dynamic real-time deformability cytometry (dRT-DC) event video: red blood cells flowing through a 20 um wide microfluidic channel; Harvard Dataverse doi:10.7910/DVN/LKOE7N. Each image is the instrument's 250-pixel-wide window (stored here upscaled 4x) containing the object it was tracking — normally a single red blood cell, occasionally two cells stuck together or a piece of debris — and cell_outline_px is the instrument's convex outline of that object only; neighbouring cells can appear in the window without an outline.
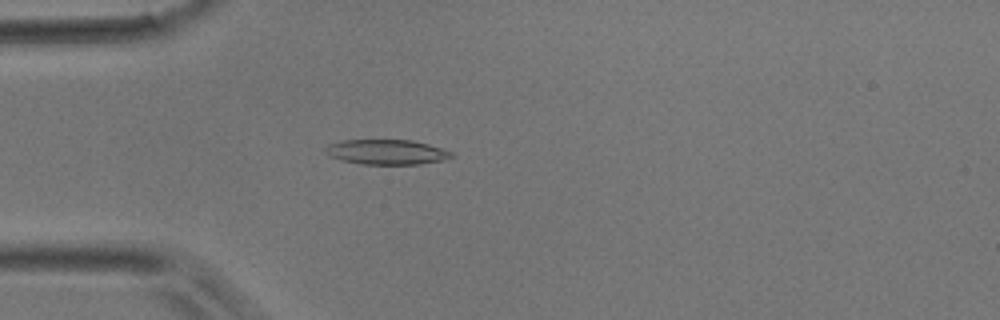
{"species": "common noctule bat (a hibernating species)", "species_latin": "Nyctalus noctula", "temperature_condition": "room temperature", "stored_images_in_passage": 46, "camera_frame_rate_fps": 3000, "um_per_image_px": 0.085, "animal": {"sex": "male", "body_mass_g": 17.9}, "frame": {"image": 1, "passage_image": 12, "time_ms": 3.667, "image_size_px": [1000, 320], "cell_outline_px": [[456, 156], [444, 160], [420, 164], [360, 164], [340, 160], [328, 156], [324, 152], [324, 148], [328, 144], [344, 140], [412, 140], [428, 144], [452, 152]], "centroid_in_image_um": [32.84, 12.92], "position_along_channel_um": 52.2, "area_um2": 18.5}}
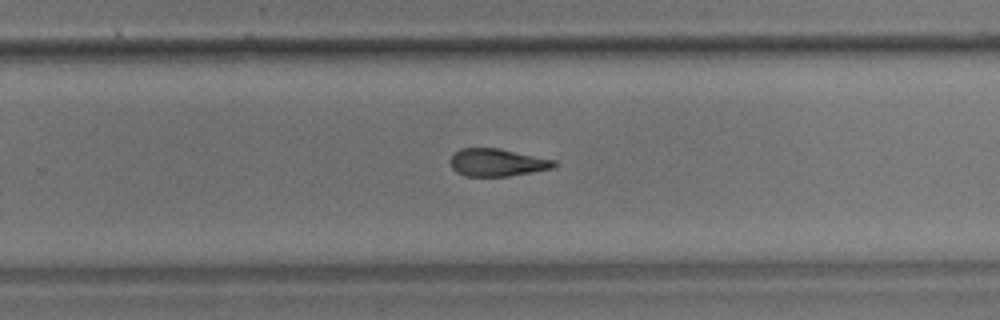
{"frame": {"image": 2, "passage_image": 29, "time_ms": 9.333, "image_size_px": [1000, 320], "cell_outline_px": [[556, 164], [552, 168], [532, 172], [508, 176], [464, 176], [456, 172], [452, 168], [448, 160], [460, 148], [500, 148], [556, 160]], "centroid_in_image_um": [42.23, 13.81], "position_along_channel_um": 287.6, "area_um2": 16.76}}
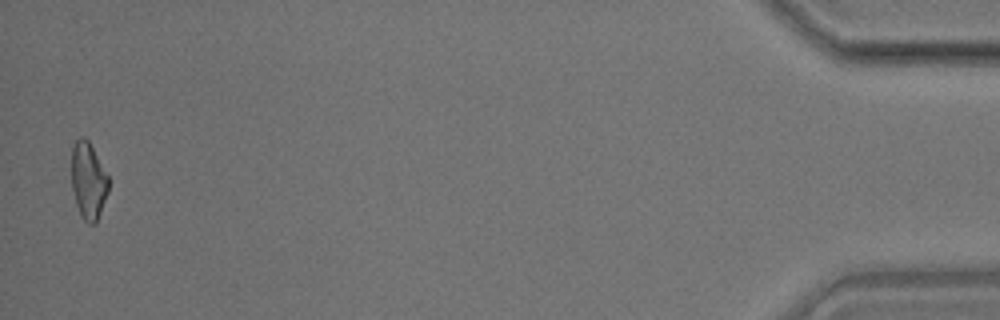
{"frame": {"image": 3, "passage_image": 45, "time_ms": 14.667, "image_size_px": [1000, 320], "cell_outline_px": [[108, 192], [96, 224], [88, 224], [80, 216], [76, 204], [72, 188], [72, 148], [76, 140], [80, 136], [84, 136], [88, 140], [108, 176]], "centroid_in_image_um": [7.5, 15.39], "position_along_channel_um": 427.7, "area_um2": 16.53}}